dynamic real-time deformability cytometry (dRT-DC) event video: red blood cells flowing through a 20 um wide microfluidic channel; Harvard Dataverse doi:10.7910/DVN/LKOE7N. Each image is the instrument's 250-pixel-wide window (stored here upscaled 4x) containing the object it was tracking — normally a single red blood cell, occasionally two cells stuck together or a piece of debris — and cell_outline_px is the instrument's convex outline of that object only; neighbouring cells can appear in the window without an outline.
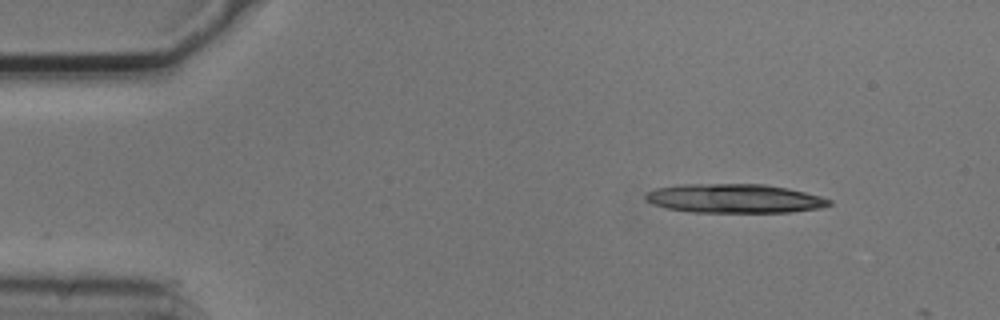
{"species": "common noctule bat (a hibernating species)", "species_latin": "Nyctalus noctula", "temperature_condition": "cold", "stored_images_in_passage": 2, "camera_frame_rate_fps": 3000, "um_per_image_px": 0.085, "animal": {"sex": "male", "body_mass_g": 20.5, "forearm_length_mm": 52.5}, "frame": {"image": 1, "passage_image": 1, "time_ms": 0.0, "image_size_px": [1000, 320], "cell_outline_px": [[832, 204], [820, 208], [792, 212], [692, 212], [668, 208], [652, 204], [644, 196], [648, 192], [656, 188], [680, 184], [764, 184], [788, 188], [820, 196], [832, 200]], "centroid_in_image_um": [62.45, 16.87], "position_along_channel_um": 22.6, "area_um2": 30.98}}